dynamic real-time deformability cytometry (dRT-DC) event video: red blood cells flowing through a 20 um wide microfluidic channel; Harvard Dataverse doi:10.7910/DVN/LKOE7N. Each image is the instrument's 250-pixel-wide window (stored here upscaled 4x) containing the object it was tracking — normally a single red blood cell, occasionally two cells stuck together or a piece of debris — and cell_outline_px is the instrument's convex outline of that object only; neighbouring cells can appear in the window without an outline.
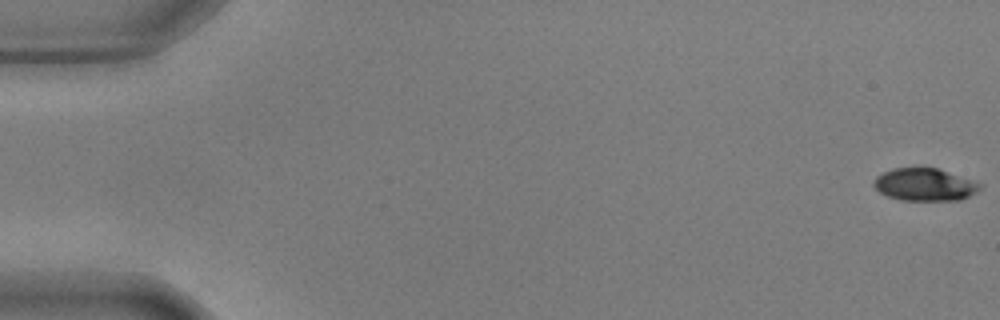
{"species": "common noctule bat (a hibernating species)", "species_latin": "Nyctalus noctula", "temperature_condition": "warm", "stored_images_in_passage": 56, "camera_frame_rate_fps": 3000, "um_per_image_px": 0.085, "animal": {"sex": "male", "body_mass_g": 17.9, "forearm_length_mm": 54.2}, "frame": {"image": 1, "passage_image": 1, "time_ms": 0.0, "image_size_px": [1000, 320], "cell_outline_px": [[984, 184], [976, 192], [960, 200], [900, 200], [888, 196], [880, 192], [872, 184], [876, 176], [892, 168], [936, 168]], "centroid_in_image_um": [78.59, 15.69], "position_along_channel_um": 6.4, "area_um2": 19.94}}
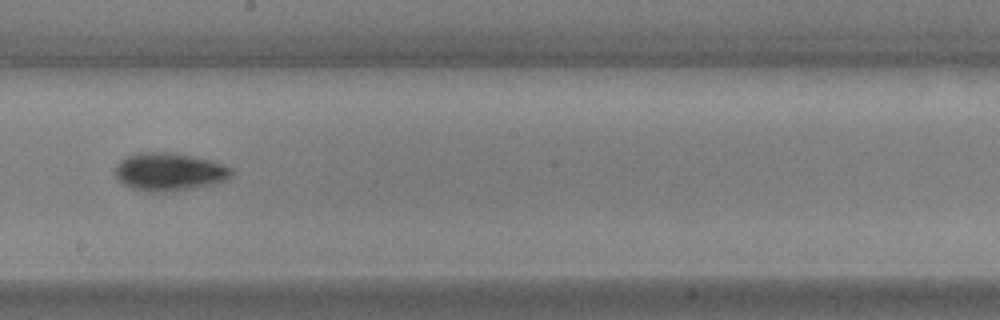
{"frame": {"image": 2, "passage_image": 32, "time_ms": 10.333, "image_size_px": [1000, 320], "cell_outline_px": [[236, 172], [228, 180], [196, 188], [164, 192], [156, 192], [132, 188], [124, 184], [116, 176], [116, 168], [120, 160], [128, 156], [140, 152], [172, 152], [212, 160], [224, 164], [232, 168]], "centroid_in_image_um": [14.47, 14.6], "position_along_channel_um": 233.7, "area_um2": 25.84}}
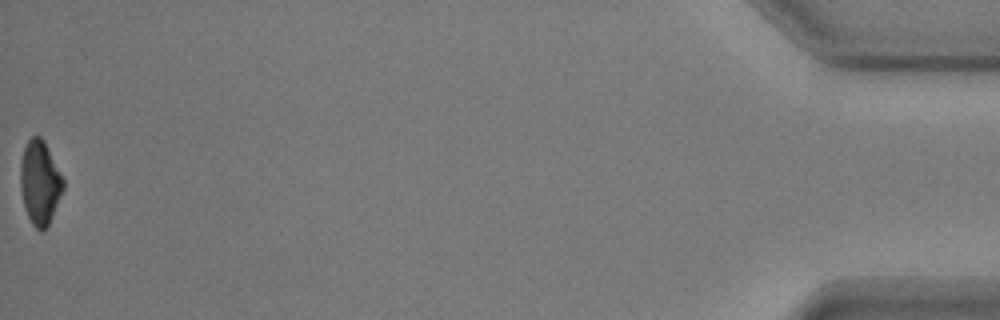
{"frame": {"image": 3, "passage_image": 56, "time_ms": 18.333, "image_size_px": [1000, 320], "cell_outline_px": [[64, 188], [52, 216], [48, 224], [40, 232], [32, 224], [24, 208], [20, 188], [20, 160], [24, 148], [28, 140], [32, 136], [40, 136], [44, 140], [64, 180]], "centroid_in_image_um": [3.37, 15.5], "position_along_channel_um": 431.8, "area_um2": 20.87}, "authors_computed_cell_mechanics": {"area_um2": 22.3686, "velocity_mm_per_s": 3.6692, "shape_relaxation_time_tau1_ms": 2.0709, "shape_relaxation_time_tau2_ms": null, "deformation_change_tau1": 0.1241, "deformation_change_tau2": null}}